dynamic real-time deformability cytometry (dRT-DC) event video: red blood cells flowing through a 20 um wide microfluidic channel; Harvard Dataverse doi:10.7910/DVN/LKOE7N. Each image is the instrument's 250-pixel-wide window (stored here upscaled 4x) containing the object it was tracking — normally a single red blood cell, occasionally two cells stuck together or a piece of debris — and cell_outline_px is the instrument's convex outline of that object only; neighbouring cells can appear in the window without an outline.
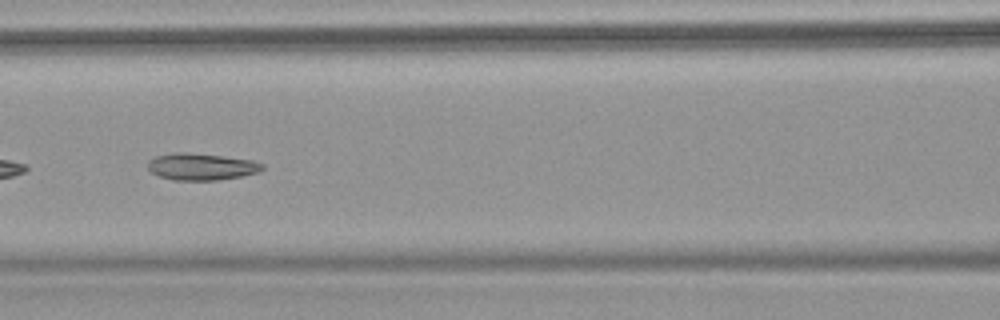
{"species": "common noctule bat (a hibernating species)", "species_latin": "Nyctalus noctula", "temperature_condition": "warm", "stored_images_in_passage": 10, "camera_frame_rate_fps": 3000, "um_per_image_px": 0.085, "animal": {"sex": "female", "body_mass_g": 18.4}, "frame": {"image": 1, "passage_image": 9, "time_ms": 2.667, "image_size_px": [1000, 320], "cell_outline_px": [[264, 168], [260, 172], [240, 176], [216, 180], [172, 180], [160, 176], [152, 172], [148, 168], [148, 160], [156, 156], [176, 152], [184, 152], [220, 156], [252, 160], [264, 164]], "centroid_in_image_um": [17.11, 14.17], "position_along_channel_um": 149.5, "area_um2": 17.74}}
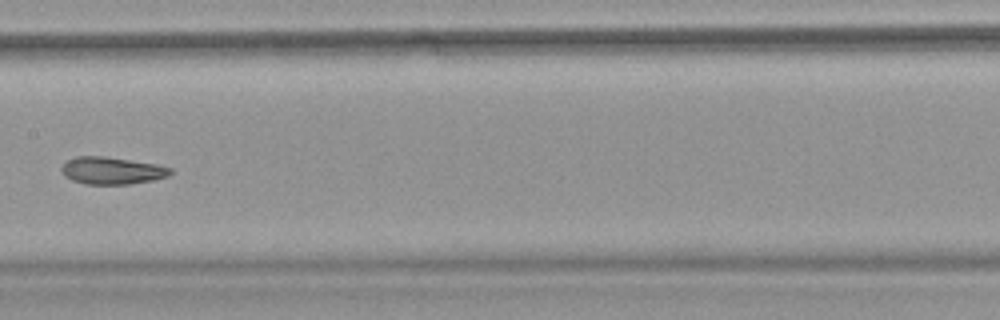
{"frame": {"image": 2, "passage_image": 10, "time_ms": 3.0, "image_size_px": [1000, 320], "cell_outline_px": [[172, 172], [168, 176], [152, 180], [128, 184], [88, 184], [72, 180], [64, 176], [60, 168], [64, 160], [76, 156], [104, 156], [156, 164], [172, 168]], "centroid_in_image_um": [9.46, 14.49], "position_along_channel_um": 197.9, "area_um2": 17.34}}